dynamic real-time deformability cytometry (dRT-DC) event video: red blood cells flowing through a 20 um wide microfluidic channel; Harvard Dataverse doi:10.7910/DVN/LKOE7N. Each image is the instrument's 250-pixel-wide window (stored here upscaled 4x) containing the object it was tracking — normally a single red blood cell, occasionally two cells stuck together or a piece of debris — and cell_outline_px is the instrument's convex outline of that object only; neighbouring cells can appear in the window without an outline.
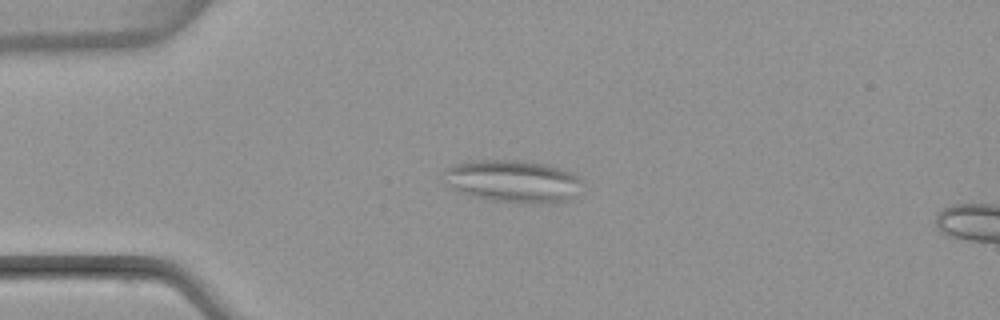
{"species": "common noctule bat (a hibernating species)", "species_latin": "Nyctalus noctula", "temperature_condition": "warm", "stored_images_in_passage": 16, "camera_frame_rate_fps": 3000, "um_per_image_px": 0.085, "animal": {"sex": "female", "body_mass_g": 22.7, "forearm_length_mm": 54.2}, "frame": {"image": 1, "passage_image": 12, "time_ms": 3.667, "image_size_px": [1000, 320], "cell_outline_px": [[584, 180], [572, 200], [552, 204], [516, 204], [488, 200], [468, 196], [456, 192], [444, 184], [444, 172], [452, 164], [472, 160], [524, 160], [552, 164], [576, 172]], "centroid_in_image_um": [43.65, 15.42], "position_along_channel_um": 41.4, "area_um2": 36.01}}